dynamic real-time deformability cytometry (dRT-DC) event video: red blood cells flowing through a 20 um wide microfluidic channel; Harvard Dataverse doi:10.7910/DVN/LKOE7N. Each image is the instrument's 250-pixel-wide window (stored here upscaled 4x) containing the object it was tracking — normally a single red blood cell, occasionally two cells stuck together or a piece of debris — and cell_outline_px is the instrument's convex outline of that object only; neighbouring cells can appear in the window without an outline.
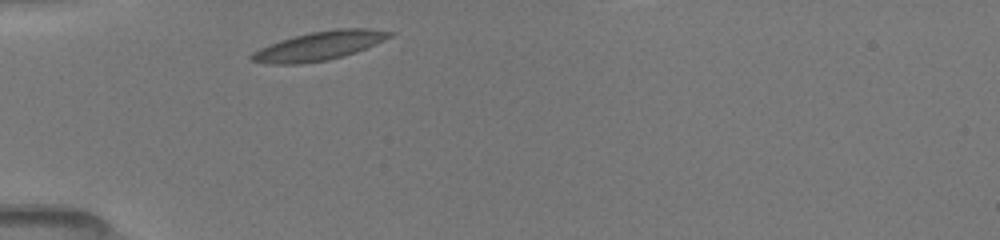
{"species": "common noctule bat (a hibernating species)", "species_latin": "Nyctalus noctula", "temperature_condition": "room temperature", "stored_images_in_passage": 30, "camera_frame_rate_fps": 3000, "um_per_image_px": 0.085, "animal": {"sex": "female", "body_mass_g": 19.5, "forearm_length_mm": 54.1}, "frame": {"image": 1, "passage_image": 1, "time_ms": 0.0, "image_size_px": [1000, 240], "cell_outline_px": [[392, 36], [384, 40], [356, 52], [344, 56], [328, 60], [300, 64], [272, 64], [252, 60], [248, 56], [252, 52], [268, 44], [292, 36], [312, 32], [336, 28], [372, 28], [392, 32]], "centroid_in_image_um": [27.12, 3.89], "position_along_channel_um": 57.9, "area_um2": 23.24}}
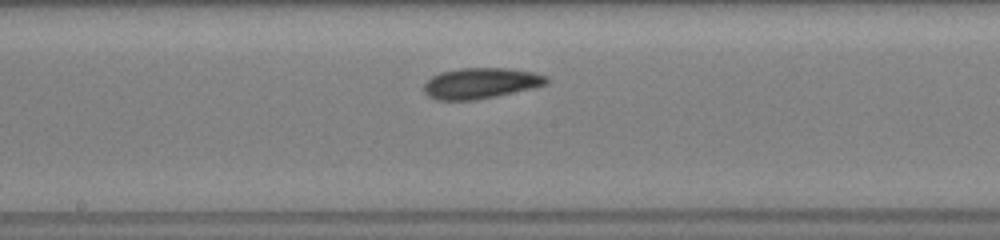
{"frame": {"image": 2, "passage_image": 13, "time_ms": 4.0, "image_size_px": [1000, 240], "cell_outline_px": [[548, 84], [532, 88], [496, 96], [476, 100], [436, 100], [428, 96], [424, 92], [424, 84], [432, 76], [440, 72], [460, 68], [508, 68], [532, 72], [548, 76]], "centroid_in_image_um": [40.85, 7.07], "position_along_channel_um": 207.3, "area_um2": 22.02}}
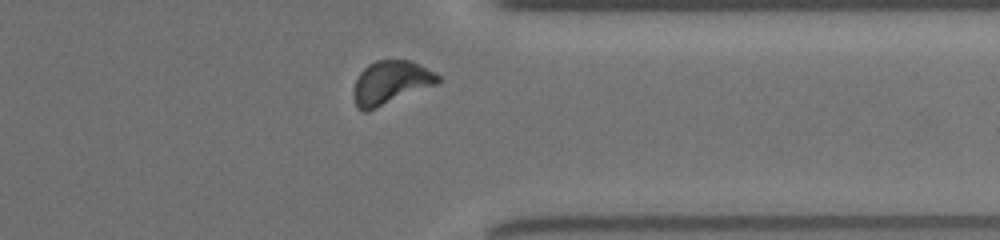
{"frame": {"image": 3, "passage_image": 26, "time_ms": 8.333, "image_size_px": [1000, 240], "cell_outline_px": [[440, 80], [436, 84], [368, 112], [364, 112], [356, 108], [352, 96], [352, 92], [356, 80], [360, 72], [368, 64], [376, 60], [412, 60], [440, 76]], "centroid_in_image_um": [33.15, 7.04], "position_along_channel_um": 378.2, "area_um2": 21.5}, "authors_computed_cell_mechanics": {"area_um2": 21.3571, "velocity_mm_per_s": 3.9969, "shape_relaxation_time_tau1_ms": 3.9369, "shape_relaxation_time_tau2_ms": 5.0497, "deformation_change_tau1": 0.1034, "deformation_change_tau2": 0.1257}}